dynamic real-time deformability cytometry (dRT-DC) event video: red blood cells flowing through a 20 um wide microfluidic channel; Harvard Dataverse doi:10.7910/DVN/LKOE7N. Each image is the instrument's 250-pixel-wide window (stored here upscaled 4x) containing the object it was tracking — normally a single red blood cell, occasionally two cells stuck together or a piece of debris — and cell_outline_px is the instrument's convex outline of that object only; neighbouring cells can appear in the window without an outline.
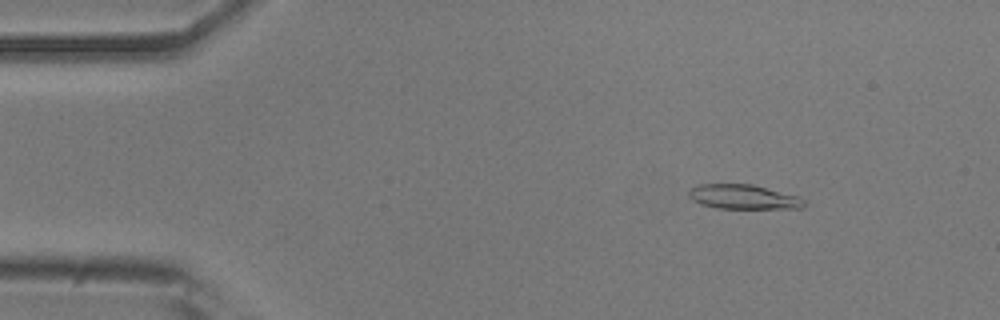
{"species": "common noctule bat (a hibernating species)", "species_latin": "Nyctalus noctula", "temperature_condition": "room temperature", "stored_images_in_passage": 51, "camera_frame_rate_fps": 3000, "um_per_image_px": 0.085, "animal": {"sex": "male", "body_mass_g": 20.5, "forearm_length_mm": 52.5}, "frame": {"image": 1, "passage_image": 4, "time_ms": 1.0, "image_size_px": [1000, 320], "cell_outline_px": [[808, 204], [804, 208], [716, 208], [700, 204], [692, 200], [688, 196], [688, 192], [696, 184], [752, 184], [800, 196]], "centroid_in_image_um": [63.21, 16.73], "position_along_channel_um": 21.8, "area_um2": 16.65}}
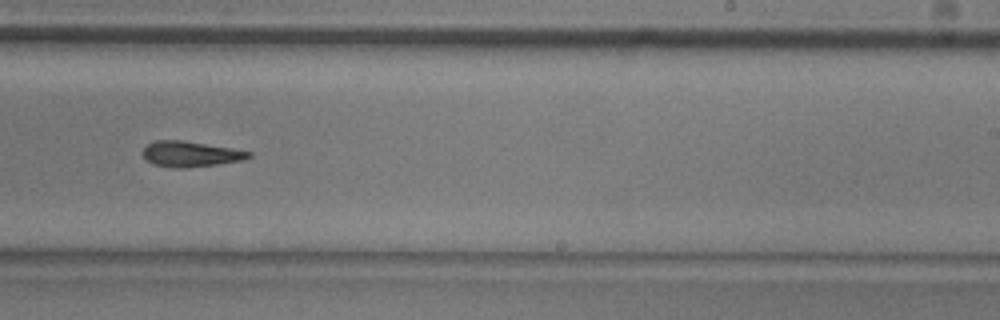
{"frame": {"image": 2, "passage_image": 30, "time_ms": 9.667, "image_size_px": [1000, 320], "cell_outline_px": [[252, 156], [244, 160], [216, 164], [184, 168], [172, 168], [152, 164], [144, 160], [144, 148], [148, 144], [156, 140], [184, 140], [232, 148], [252, 152]], "centroid_in_image_um": [16.19, 13.09], "position_along_channel_um": 272.8, "area_um2": 15.84}}
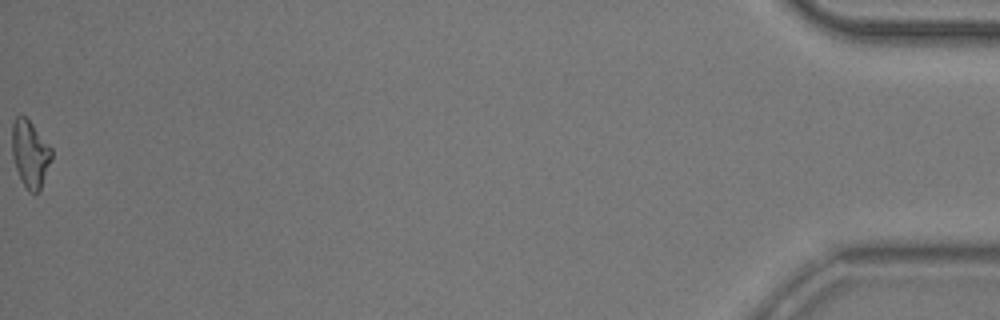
{"frame": {"image": 3, "passage_image": 51, "time_ms": 16.667, "image_size_px": [1000, 320], "cell_outline_px": [[52, 156], [40, 188], [36, 192], [28, 192], [16, 168], [12, 156], [12, 124], [16, 116], [24, 116], [32, 124], [52, 148]], "centroid_in_image_um": [2.54, 13.04], "position_along_channel_um": 432.7, "area_um2": 15.03}, "authors_computed_cell_mechanics": {"area_um2": 15.9528, "velocity_mm_per_s": 3.7543, "shape_relaxation_time_tau1_ms": null, "shape_relaxation_time_tau2_ms": 4.6659, "deformation_change_tau1": null, "deformation_change_tau2": 0.1598}}